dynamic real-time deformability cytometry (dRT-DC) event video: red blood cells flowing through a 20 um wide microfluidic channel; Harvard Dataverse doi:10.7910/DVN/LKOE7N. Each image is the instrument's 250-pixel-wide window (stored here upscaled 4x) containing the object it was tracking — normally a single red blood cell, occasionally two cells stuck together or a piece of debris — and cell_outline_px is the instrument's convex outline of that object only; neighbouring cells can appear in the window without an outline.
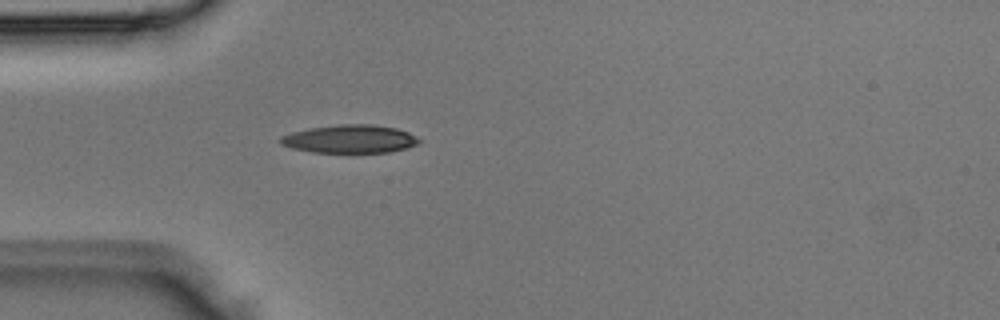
{"species": "Egyptian fruit bat (a non-hibernating species)", "species_latin": "Rousettus aegyptiacus", "temperature_condition": "room temperature", "stored_images_in_passage": 3, "camera_frame_rate_fps": 3000, "um_per_image_px": 0.085, "animal": {"sex": "male"}, "frame": {"image": 1, "passage_image": 3, "time_ms": 0.667, "image_size_px": [1000, 320], "cell_outline_px": [[420, 140], [416, 144], [408, 148], [388, 152], [312, 152], [292, 148], [280, 144], [280, 136], [292, 132], [308, 128], [340, 124], [372, 124], [396, 128], [408, 132], [416, 136]], "centroid_in_image_um": [29.73, 11.8], "position_along_channel_um": 55.3, "area_um2": 22.72}}